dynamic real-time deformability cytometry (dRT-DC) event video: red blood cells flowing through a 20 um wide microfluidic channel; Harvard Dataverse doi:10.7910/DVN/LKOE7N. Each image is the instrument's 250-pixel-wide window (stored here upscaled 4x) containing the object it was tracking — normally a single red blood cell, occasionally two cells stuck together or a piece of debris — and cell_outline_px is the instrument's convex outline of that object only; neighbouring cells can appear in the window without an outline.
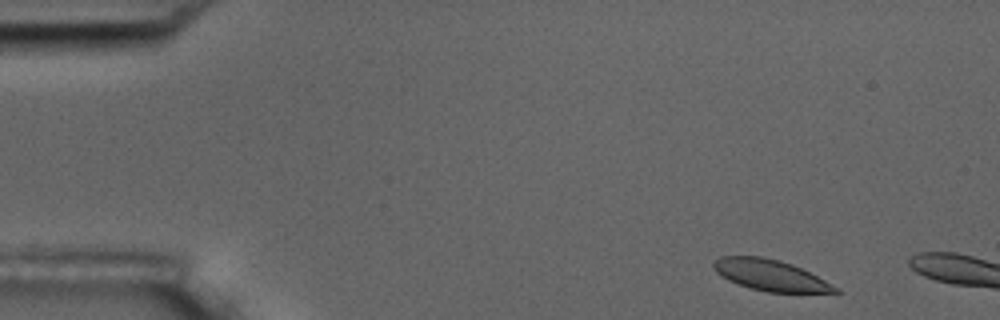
{"species": "common noctule bat (a hibernating species)", "species_latin": "Nyctalus noctula", "temperature_condition": "room temperature", "stored_images_in_passage": 3, "camera_frame_rate_fps": 3000, "um_per_image_px": 0.085, "animal": {"sex": "male", "body_mass_g": 17.5, "forearm_length_mm": 52.3}, "frame": {"image": 1, "passage_image": 1, "time_ms": 0.0, "image_size_px": [1000, 320], "cell_outline_px": [[840, 292], [836, 296], [768, 292], [752, 288], [728, 280], [716, 272], [712, 264], [720, 256], [760, 256], [792, 264], [840, 288]], "centroid_in_image_um": [65.64, 23.46], "position_along_channel_um": 19.4, "area_um2": 22.54}}